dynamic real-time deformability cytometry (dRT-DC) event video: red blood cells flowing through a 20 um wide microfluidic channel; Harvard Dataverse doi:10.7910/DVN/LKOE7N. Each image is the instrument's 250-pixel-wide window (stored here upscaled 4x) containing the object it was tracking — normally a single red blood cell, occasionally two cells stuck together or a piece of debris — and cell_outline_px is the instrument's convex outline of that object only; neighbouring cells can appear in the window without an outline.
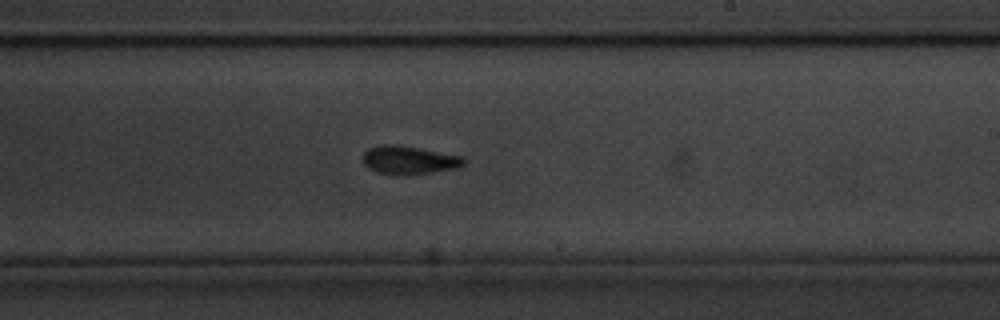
{"species": "common noctule bat (a hibernating species)", "species_latin": "Nyctalus noctula", "temperature_condition": "cold", "stored_images_in_passage": 41, "camera_frame_rate_fps": 3000, "um_per_image_px": 0.085, "animal": {"sex": "male", "body_mass_g": 20.1, "forearm_length_mm": 53.5}, "frame": {"image": 1, "passage_image": 24, "time_ms": 7.667, "image_size_px": [1000, 320], "cell_outline_px": [[464, 164], [460, 168], [432, 172], [396, 176], [376, 172], [368, 168], [364, 164], [364, 152], [368, 148], [380, 144], [396, 144], [460, 156], [464, 160]], "centroid_in_image_um": [34.72, 13.62], "position_along_channel_um": 254.3, "area_um2": 16.65}}